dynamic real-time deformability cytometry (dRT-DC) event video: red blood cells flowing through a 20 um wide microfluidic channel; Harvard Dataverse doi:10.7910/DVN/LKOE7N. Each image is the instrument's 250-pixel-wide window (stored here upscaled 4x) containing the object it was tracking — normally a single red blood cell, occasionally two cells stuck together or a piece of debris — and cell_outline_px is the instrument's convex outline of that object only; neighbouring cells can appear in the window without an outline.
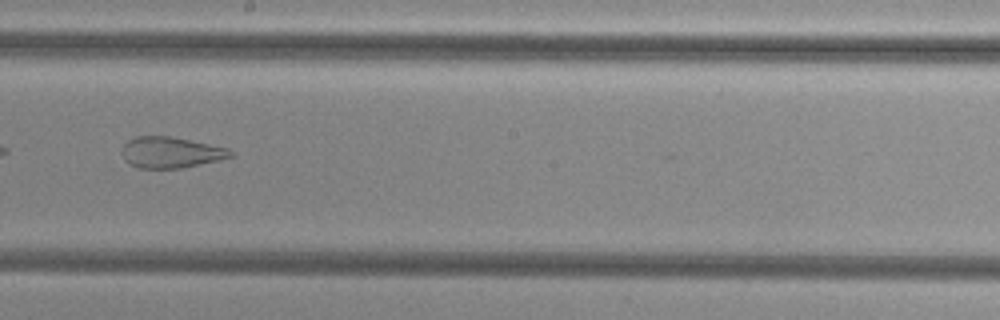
{"species": "common noctule bat (a hibernating species)", "species_latin": "Nyctalus noctula", "temperature_condition": "cold", "stored_images_in_passage": 37, "camera_frame_rate_fps": 3000, "um_per_image_px": 0.085, "animal": {"sex": "female", "body_mass_g": 29.2, "forearm_length_mm": 56.3}, "frame": {"image": 1, "passage_image": 19, "time_ms": 6.0, "image_size_px": [1000, 320], "cell_outline_px": [[236, 152], [232, 156], [220, 160], [180, 168], [140, 168], [124, 160], [120, 152], [124, 144], [128, 140], [136, 136], [168, 136], [228, 148]], "centroid_in_image_um": [14.5, 12.95], "position_along_channel_um": 233.7, "area_um2": 19.54}, "authors_computed_cell_mechanics": {"area_um2": 23.5824, "velocity_mm_per_s": 3.782, "shape_relaxation_time_tau1_ms": null, "shape_relaxation_time_tau2_ms": 1.2542, "deformation_change_tau1": null, "deformation_change_tau2": 0.0968}}